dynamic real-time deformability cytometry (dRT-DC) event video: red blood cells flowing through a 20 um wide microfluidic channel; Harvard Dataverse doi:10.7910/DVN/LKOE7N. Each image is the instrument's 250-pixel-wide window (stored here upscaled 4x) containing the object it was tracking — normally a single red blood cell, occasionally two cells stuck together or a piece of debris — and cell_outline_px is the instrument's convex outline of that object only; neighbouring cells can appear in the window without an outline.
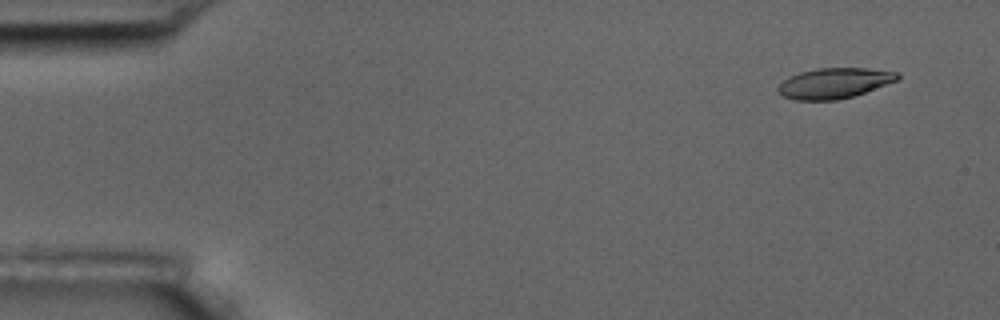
{"species": "common noctule bat (a hibernating species)", "species_latin": "Nyctalus noctula", "temperature_condition": "room temperature", "stored_images_in_passage": 57, "camera_frame_rate_fps": 3000, "um_per_image_px": 0.085, "animal": {"sex": "male", "body_mass_g": 17.5, "forearm_length_mm": 52.3}, "frame": {"image": 1, "passage_image": 4, "time_ms": 1.0, "image_size_px": [1000, 320], "cell_outline_px": [[900, 76], [896, 80], [864, 92], [852, 96], [836, 100], [796, 100], [784, 96], [776, 88], [784, 80], [800, 72], [816, 68], [868, 68], [900, 72]], "centroid_in_image_um": [70.92, 7.06], "position_along_channel_um": 14.1, "area_um2": 20.87}}
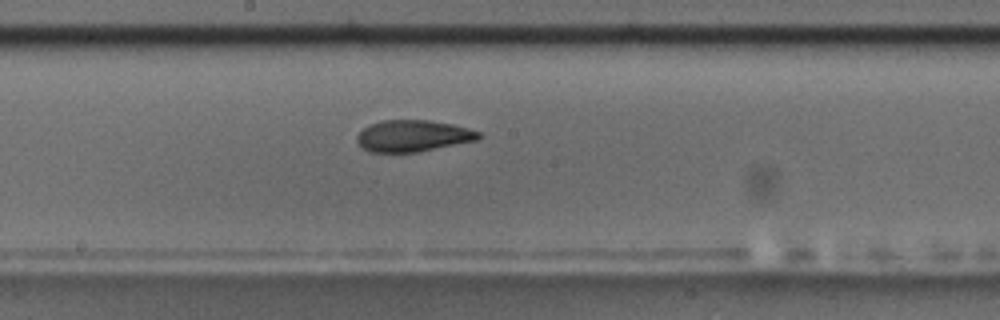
{"frame": {"image": 2, "passage_image": 30, "time_ms": 9.667, "image_size_px": [1000, 320], "cell_outline_px": [[484, 136], [476, 140], [416, 152], [368, 152], [356, 140], [356, 136], [364, 128], [380, 120], [428, 120], [452, 124], [468, 128], [480, 132]], "centroid_in_image_um": [35.11, 11.54], "position_along_channel_um": 213.1, "area_um2": 22.2}}
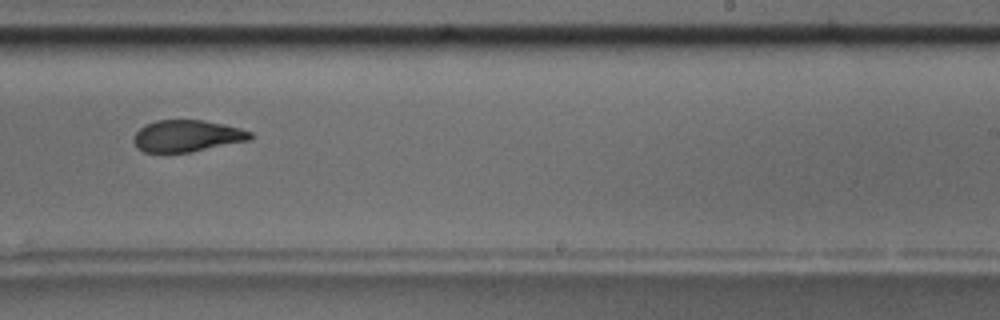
{"frame": {"image": 3, "passage_image": 35, "time_ms": 11.333, "image_size_px": [1000, 320], "cell_outline_px": [[252, 140], [188, 152], [144, 152], [136, 148], [132, 140], [132, 136], [144, 124], [156, 120], [204, 120], [224, 124], [240, 128], [252, 132]], "centroid_in_image_um": [15.87, 11.55], "position_along_channel_um": 273.1, "area_um2": 21.73}}